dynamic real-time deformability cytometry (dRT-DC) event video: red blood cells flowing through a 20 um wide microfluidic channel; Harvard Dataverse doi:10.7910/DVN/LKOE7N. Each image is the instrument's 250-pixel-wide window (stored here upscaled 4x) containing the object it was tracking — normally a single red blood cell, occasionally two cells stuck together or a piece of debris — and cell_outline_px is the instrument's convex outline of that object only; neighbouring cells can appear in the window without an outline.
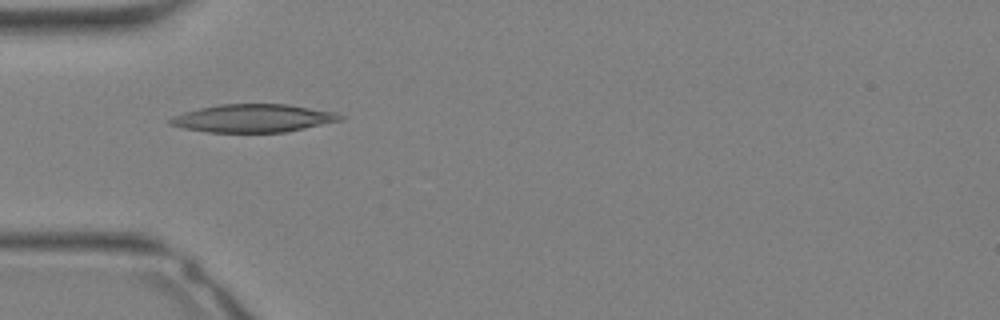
{"species": "Egyptian fruit bat (a non-hibernating species)", "species_latin": "Rousettus aegyptiacus", "temperature_condition": "warm", "stored_images_in_passage": 26, "camera_frame_rate_fps": 3000, "um_per_image_px": 0.085, "animal": {"sex": "female"}, "frame": {"image": 1, "passage_image": 4, "time_ms": 1.0, "image_size_px": [1000, 320], "cell_outline_px": [[344, 120], [284, 132], [204, 132], [184, 128], [168, 124], [168, 120], [172, 116], [184, 112], [200, 108], [220, 104], [288, 104], [336, 112], [344, 116]], "centroid_in_image_um": [21.52, 10.05], "position_along_channel_um": 63.5, "area_um2": 27.8}}
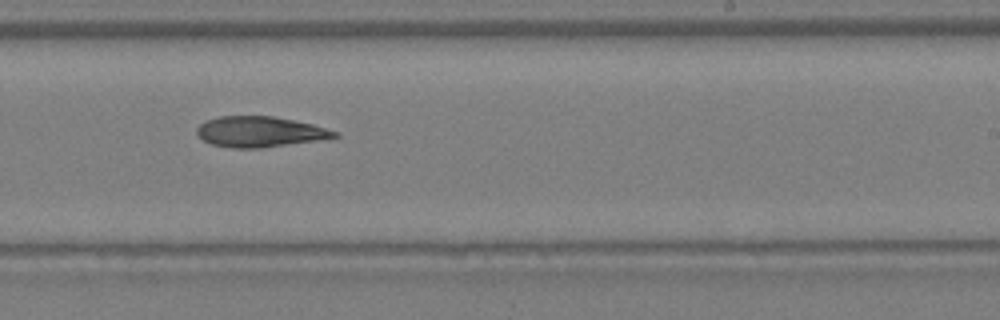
{"frame": {"image": 2, "passage_image": 14, "time_ms": 4.333, "image_size_px": [1000, 320], "cell_outline_px": [[340, 136], [316, 140], [260, 148], [232, 148], [212, 144], [204, 140], [196, 132], [196, 128], [204, 120], [220, 116], [272, 116], [312, 124], [340, 132]], "centroid_in_image_um": [22.06, 11.19], "position_along_channel_um": 266.9, "area_um2": 24.33}}
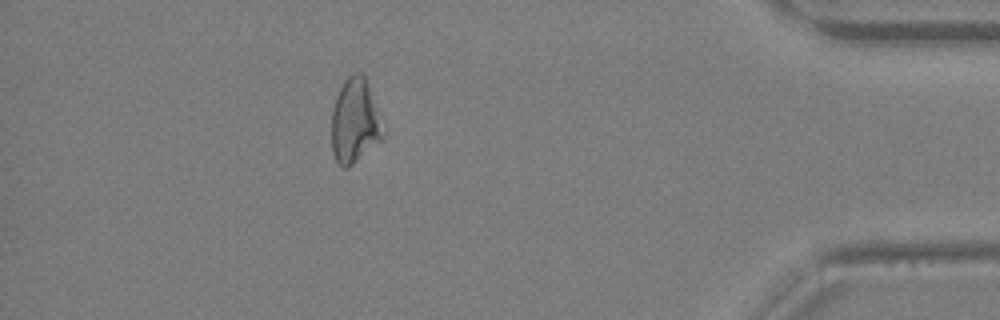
{"frame": {"image": 3, "passage_image": 23, "time_ms": 7.333, "image_size_px": [1000, 320], "cell_outline_px": [[384, 140], [348, 168], [344, 168], [336, 164], [332, 152], [332, 108], [336, 96], [344, 80], [352, 72], [360, 72], [364, 76], [368, 84], [384, 132]], "centroid_in_image_um": [30.15, 10.34], "position_along_channel_um": 405.1, "area_um2": 25.55}}